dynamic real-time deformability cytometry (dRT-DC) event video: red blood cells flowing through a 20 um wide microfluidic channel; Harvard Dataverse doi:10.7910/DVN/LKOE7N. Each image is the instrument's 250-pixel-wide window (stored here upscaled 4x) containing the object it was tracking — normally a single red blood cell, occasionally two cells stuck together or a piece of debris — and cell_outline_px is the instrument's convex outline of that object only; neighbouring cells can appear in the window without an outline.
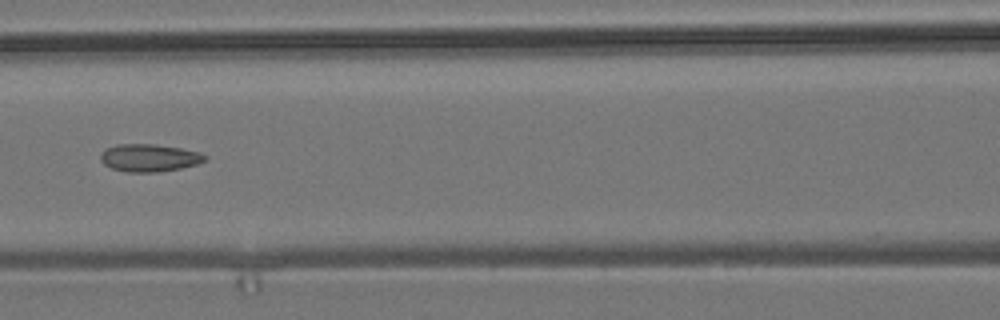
{"species": "common noctule bat (a hibernating species)", "species_latin": "Nyctalus noctula", "temperature_condition": "room temperature", "stored_images_in_passage": 6, "camera_frame_rate_fps": 3000, "um_per_image_px": 0.085, "animal": {"sex": "male", "body_mass_g": 19.2, "forearm_length_mm": 51.8}, "frame": {"image": 1, "passage_image": 6, "time_ms": 7.333, "image_size_px": [1000, 320], "cell_outline_px": [[208, 156], [204, 160], [196, 164], [180, 168], [156, 172], [124, 172], [112, 168], [104, 164], [100, 160], [100, 156], [108, 148], [116, 144], [152, 144], [180, 148], [200, 152]], "centroid_in_image_um": [12.68, 13.42], "position_along_channel_um": 153.9, "area_um2": 16.59}}